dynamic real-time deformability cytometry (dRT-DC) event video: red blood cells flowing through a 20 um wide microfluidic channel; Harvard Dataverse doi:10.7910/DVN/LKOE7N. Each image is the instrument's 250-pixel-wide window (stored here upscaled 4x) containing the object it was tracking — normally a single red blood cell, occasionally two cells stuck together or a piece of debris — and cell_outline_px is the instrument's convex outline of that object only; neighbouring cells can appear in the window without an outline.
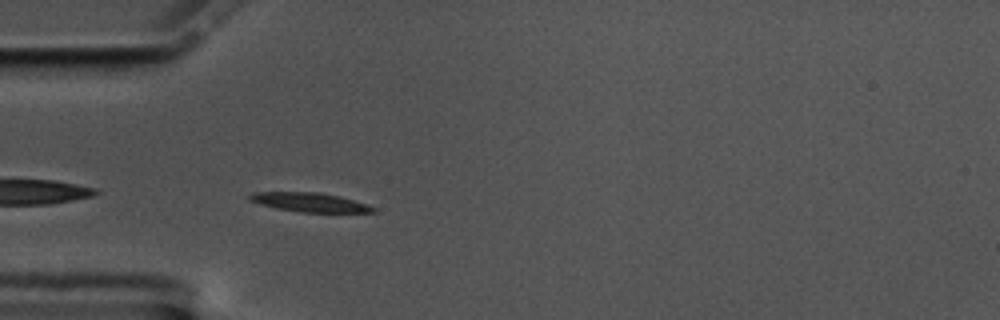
{"species": "common noctule bat (a hibernating species)", "species_latin": "Nyctalus noctula", "temperature_condition": "cold", "stored_images_in_passage": 43, "camera_frame_rate_fps": 3000, "um_per_image_px": 0.085, "animal": {"sex": "male", "body_mass_g": 17.5, "forearm_length_mm": 52.3}, "frame": {"image": 1, "passage_image": 2, "time_ms": 0.333, "image_size_px": [1000, 320], "cell_outline_px": [[376, 212], [300, 212], [276, 208], [260, 204], [248, 200], [248, 196], [256, 192], [320, 192], [340, 196], [368, 204], [376, 208]], "centroid_in_image_um": [26.35, 17.19], "position_along_channel_um": 58.7, "area_um2": 13.76}}
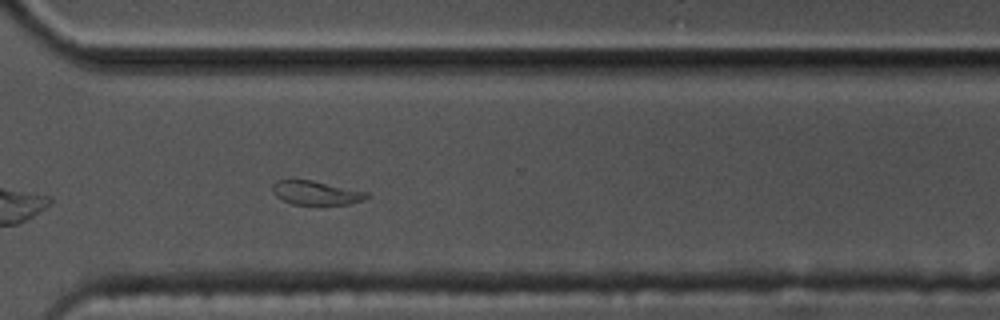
{"frame": {"image": 2, "passage_image": 27, "time_ms": 8.667, "image_size_px": [1000, 320], "cell_outline_px": [[372, 196], [348, 204], [292, 204], [276, 196], [272, 192], [272, 184], [276, 180], [312, 180], [368, 192]], "centroid_in_image_um": [26.85, 16.38], "position_along_channel_um": 343.7, "area_um2": 13.01}}
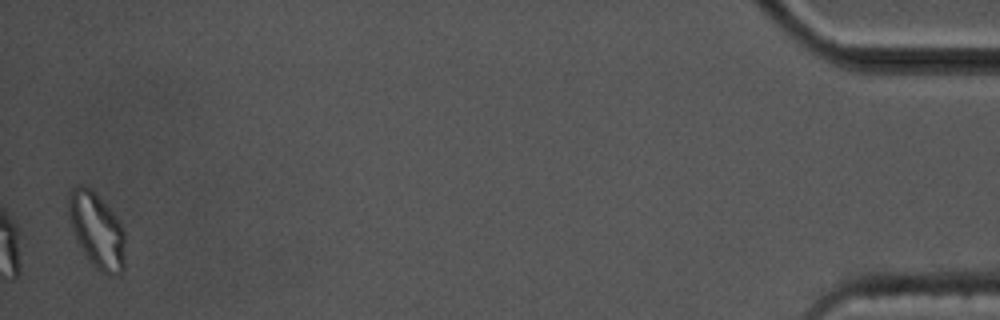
{"frame": {"image": 3, "passage_image": 42, "time_ms": 13.667, "image_size_px": [1000, 320], "cell_outline_px": [[124, 268], [120, 272], [112, 276], [108, 276], [96, 268], [88, 260], [80, 248], [76, 240], [72, 228], [68, 212], [68, 196], [72, 188], [80, 184], [84, 184], [116, 216], [124, 232]], "centroid_in_image_um": [8.21, 19.62], "position_along_channel_um": 427.0, "area_um2": 24.51}, "authors_computed_cell_mechanics": {"area_um2": 14.161, "velocity_mm_per_s": 3.4662, "shape_relaxation_time_tau1_ms": 3.2949, "shape_relaxation_time_tau2_ms": 2.3501, "deformation_change_tau1": 0.1824, "deformation_change_tau2": 0.0682}}